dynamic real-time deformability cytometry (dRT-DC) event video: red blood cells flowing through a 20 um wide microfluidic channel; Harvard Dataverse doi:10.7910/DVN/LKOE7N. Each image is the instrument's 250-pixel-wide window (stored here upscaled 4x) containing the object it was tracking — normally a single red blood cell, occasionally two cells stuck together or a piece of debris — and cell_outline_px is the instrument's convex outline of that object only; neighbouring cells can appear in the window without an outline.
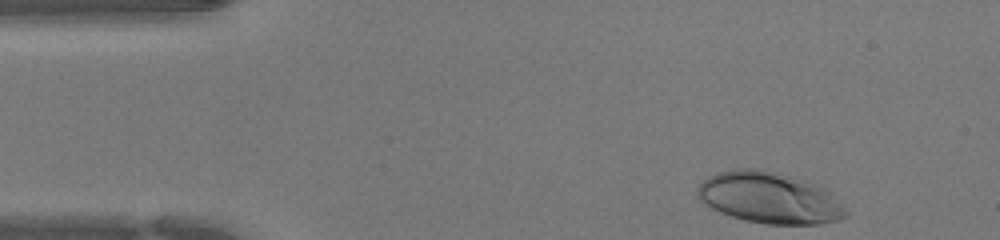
{"species": "human", "species_latin": "Homo sapiens", "temperature_condition": "warm", "stored_images_in_passage": 32, "camera_frame_rate_fps": 3000, "um_per_image_px": 0.085, "donor": {"sex": "female"}, "frame": {"image": 1, "passage_image": 1, "time_ms": 0.0, "image_size_px": [1000, 240], "cell_outline_px": [[848, 216], [836, 220], [816, 224], [764, 224], [744, 220], [720, 212], [704, 204], [696, 196], [696, 188], [708, 176], [716, 172], [736, 168], [760, 168], [776, 172], [804, 180], [816, 184], [824, 188], [848, 212]], "centroid_in_image_um": [65.34, 16.8], "position_along_channel_um": 19.7, "area_um2": 44.27}}
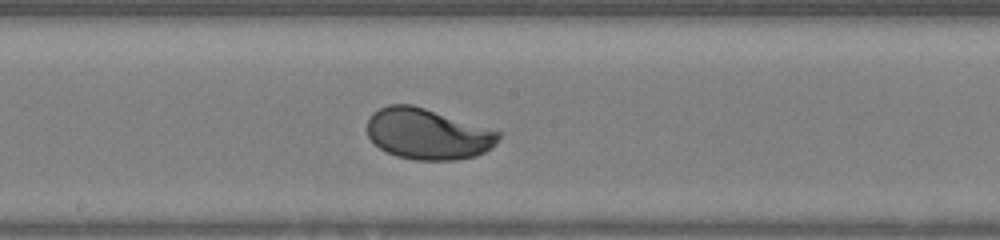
{"frame": {"image": 2, "passage_image": 19, "time_ms": 6.0, "image_size_px": [1000, 240], "cell_outline_px": [[500, 136], [496, 144], [484, 152], [476, 156], [456, 160], [416, 160], [396, 156], [380, 148], [368, 136], [368, 120], [372, 112], [388, 104], [412, 104], [500, 132]], "centroid_in_image_um": [36.33, 11.39], "position_along_channel_um": 211.9, "area_um2": 38.67}}
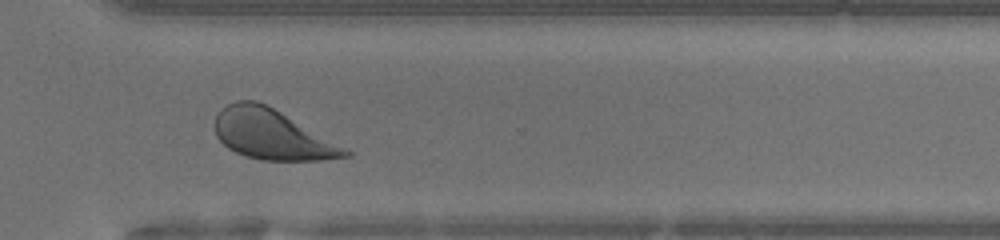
{"frame": {"image": 3, "passage_image": 28, "time_ms": 9.0, "image_size_px": [1000, 240], "cell_outline_px": [[352, 156], [320, 160], [260, 160], [244, 156], [228, 148], [216, 136], [216, 116], [220, 108], [236, 100], [256, 100], [272, 108], [348, 148], [352, 152]], "centroid_in_image_um": [23.12, 11.44], "position_along_channel_um": 347.5, "area_um2": 37.69}}